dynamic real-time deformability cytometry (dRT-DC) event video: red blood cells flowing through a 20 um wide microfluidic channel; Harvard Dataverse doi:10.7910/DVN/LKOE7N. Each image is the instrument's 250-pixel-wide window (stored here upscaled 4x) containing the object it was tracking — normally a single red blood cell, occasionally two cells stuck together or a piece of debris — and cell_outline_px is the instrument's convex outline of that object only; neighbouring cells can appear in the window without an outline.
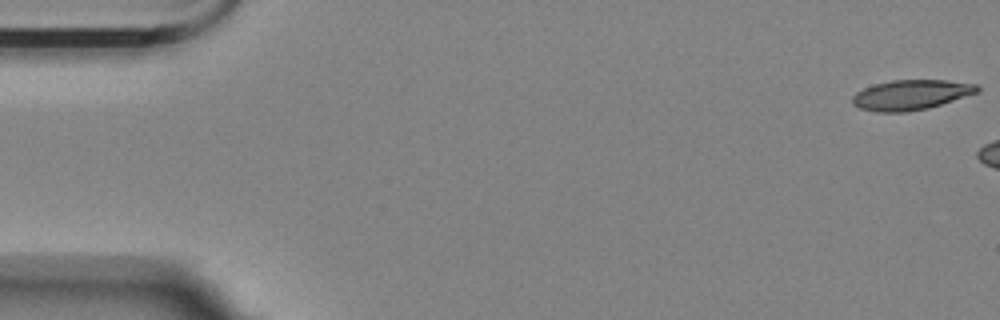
{"species": "Egyptian fruit bat (a non-hibernating species)", "species_latin": "Rousettus aegyptiacus", "temperature_condition": "room temperature", "stored_images_in_passage": 6, "camera_frame_rate_fps": 3000, "um_per_image_px": 0.085, "animal": {"sex": "female"}, "frame": {"image": 1, "passage_image": 1, "time_ms": 0.0, "image_size_px": [1000, 320], "cell_outline_px": [[980, 92], [928, 108], [904, 112], [876, 112], [860, 108], [852, 104], [852, 96], [856, 92], [872, 84], [892, 80], [944, 80], [976, 84], [980, 88]], "centroid_in_image_um": [77.42, 8.06], "position_along_channel_um": 7.6, "area_um2": 21.91}}
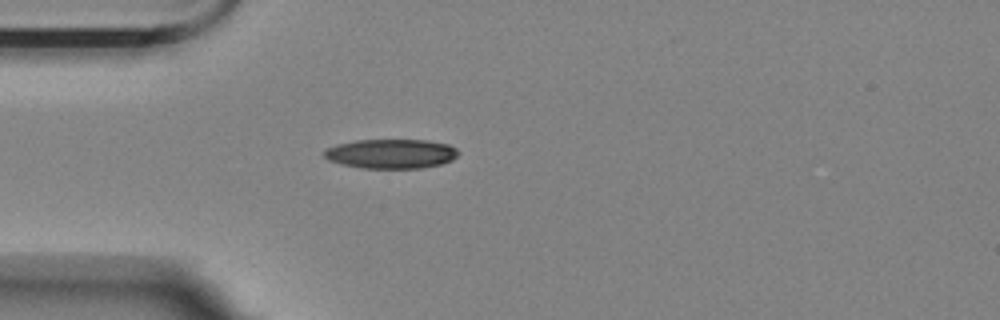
{"frame": {"image": 2, "passage_image": 6, "time_ms": 6.667, "image_size_px": [1000, 320], "cell_outline_px": [[460, 152], [452, 160], [440, 164], [420, 168], [360, 168], [340, 164], [328, 160], [324, 156], [324, 148], [336, 144], [356, 140], [428, 140], [448, 144], [456, 148]], "centroid_in_image_um": [33.21, 13.06], "position_along_channel_um": 51.8, "area_um2": 23.18}}